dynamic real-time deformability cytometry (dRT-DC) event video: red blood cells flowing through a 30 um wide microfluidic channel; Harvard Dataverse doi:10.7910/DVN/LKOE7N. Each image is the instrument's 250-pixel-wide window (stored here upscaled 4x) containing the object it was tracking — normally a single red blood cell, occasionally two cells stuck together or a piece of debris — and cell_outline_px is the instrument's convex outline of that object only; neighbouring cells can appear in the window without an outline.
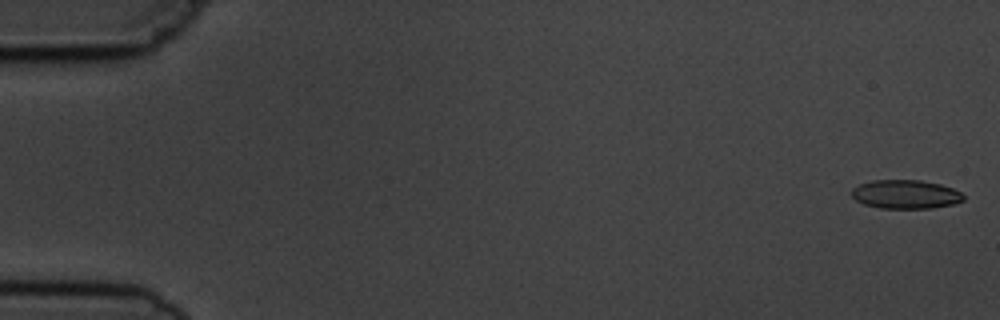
{"species": "common noctule bat (a hibernating species)", "species_latin": "Nyctalus noctula", "temperature_condition": "cold", "stored_images_in_passage": 6, "camera_frame_rate_fps": 3000, "um_per_image_px": 0.085, "animal": {"sex": "male", "body_mass_g": 19.5, "forearm_length_mm": 54.6}, "frame": {"image": 1, "passage_image": 1, "time_ms": 0.0, "image_size_px": [1000, 320], "cell_outline_px": [[964, 200], [952, 204], [932, 208], [880, 208], [864, 204], [856, 200], [852, 196], [852, 188], [860, 184], [872, 180], [920, 180], [940, 184], [952, 188], [960, 192], [964, 196]], "centroid_in_image_um": [76.97, 16.51], "position_along_channel_um": 8.0, "area_um2": 18.67}}